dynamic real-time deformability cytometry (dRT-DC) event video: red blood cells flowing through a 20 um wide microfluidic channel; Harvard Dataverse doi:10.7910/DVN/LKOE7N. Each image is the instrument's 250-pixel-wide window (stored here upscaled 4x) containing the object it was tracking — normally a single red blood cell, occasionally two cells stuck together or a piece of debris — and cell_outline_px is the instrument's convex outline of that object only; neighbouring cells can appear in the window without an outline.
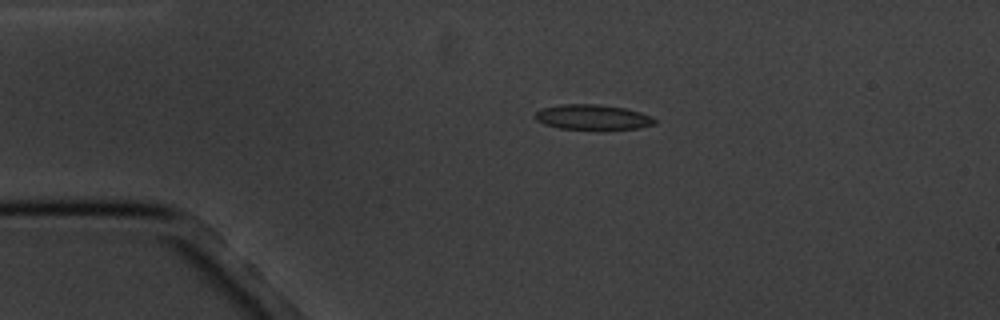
{"species": "common noctule bat (a hibernating species)", "species_latin": "Nyctalus noctula", "temperature_condition": "cold", "stored_images_in_passage": 3, "camera_frame_rate_fps": 3000, "um_per_image_px": 0.085, "animal": {"sex": "male", "body_mass_g": 20.1, "forearm_length_mm": 53.5}, "frame": {"image": 1, "passage_image": 2, "time_ms": 1.0, "image_size_px": [1000, 320], "cell_outline_px": [[656, 124], [640, 128], [604, 132], [560, 128], [544, 124], [536, 120], [532, 116], [540, 108], [560, 104], [596, 104], [624, 108], [640, 112], [652, 116], [656, 120]], "centroid_in_image_um": [50.39, 10.0], "position_along_channel_um": 34.6, "area_um2": 18.44}}